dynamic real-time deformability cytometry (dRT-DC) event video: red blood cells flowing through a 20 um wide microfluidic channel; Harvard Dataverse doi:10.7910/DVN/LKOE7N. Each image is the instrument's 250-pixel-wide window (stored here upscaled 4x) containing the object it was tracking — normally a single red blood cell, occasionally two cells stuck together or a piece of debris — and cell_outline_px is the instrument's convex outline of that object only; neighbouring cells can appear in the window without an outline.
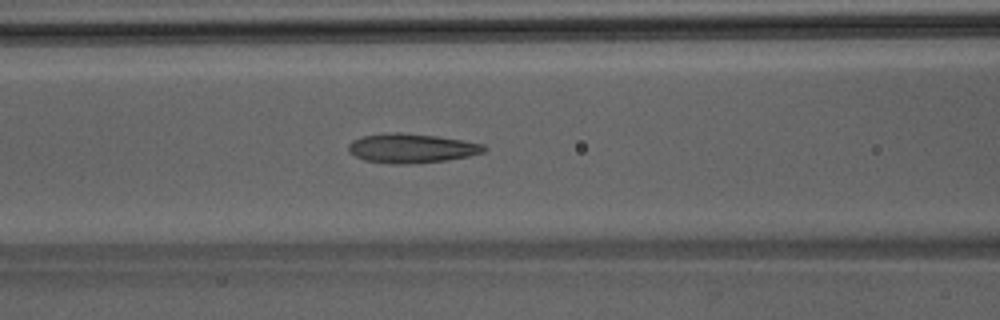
{"species": "Egyptian fruit bat (a non-hibernating species)", "species_latin": "Rousettus aegyptiacus", "temperature_condition": "room temperature", "stored_images_in_passage": 42, "camera_frame_rate_fps": 3000, "um_per_image_px": 0.085, "animal": {"sex": "male"}, "frame": {"image": 1, "passage_image": 20, "time_ms": 6.333, "image_size_px": [1000, 320], "cell_outline_px": [[488, 148], [484, 152], [468, 156], [444, 160], [404, 164], [392, 164], [364, 160], [348, 152], [348, 144], [352, 140], [364, 136], [392, 132], [400, 132], [436, 136], [484, 144]], "centroid_in_image_um": [34.95, 12.6], "position_along_channel_um": 131.6, "area_um2": 22.95}}
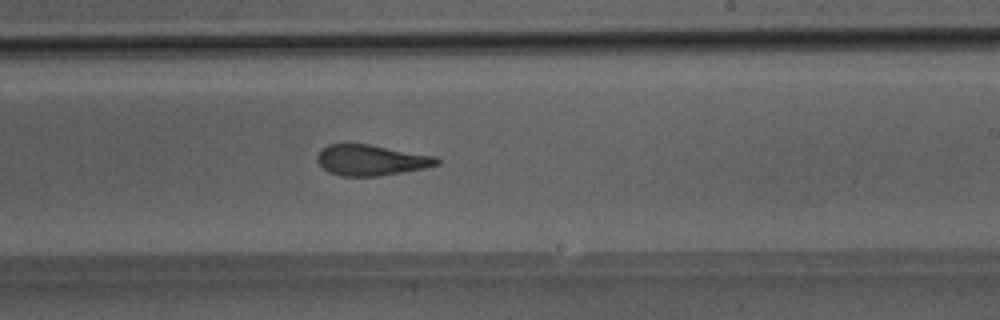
{"frame": {"image": 2, "passage_image": 29, "time_ms": 9.333, "image_size_px": [1000, 320], "cell_outline_px": [[440, 164], [424, 168], [380, 176], [340, 176], [328, 172], [316, 160], [316, 156], [328, 144], [368, 144], [436, 156], [440, 160]], "centroid_in_image_um": [31.56, 13.62], "position_along_channel_um": 257.4, "area_um2": 21.33}}
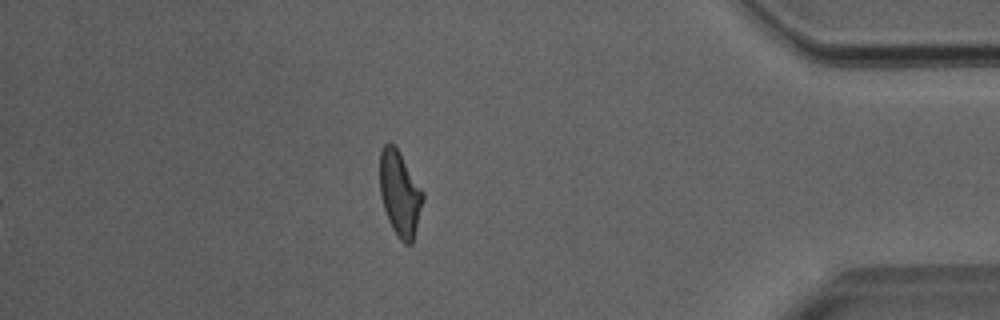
{"frame": {"image": 3, "passage_image": 42, "time_ms": 13.667, "image_size_px": [1000, 320], "cell_outline_px": [[424, 200], [412, 244], [404, 244], [400, 240], [392, 228], [388, 220], [380, 196], [380, 152], [384, 144], [388, 140], [400, 152], [424, 192]], "centroid_in_image_um": [33.99, 16.45], "position_along_channel_um": 401.2, "area_um2": 21.5}}